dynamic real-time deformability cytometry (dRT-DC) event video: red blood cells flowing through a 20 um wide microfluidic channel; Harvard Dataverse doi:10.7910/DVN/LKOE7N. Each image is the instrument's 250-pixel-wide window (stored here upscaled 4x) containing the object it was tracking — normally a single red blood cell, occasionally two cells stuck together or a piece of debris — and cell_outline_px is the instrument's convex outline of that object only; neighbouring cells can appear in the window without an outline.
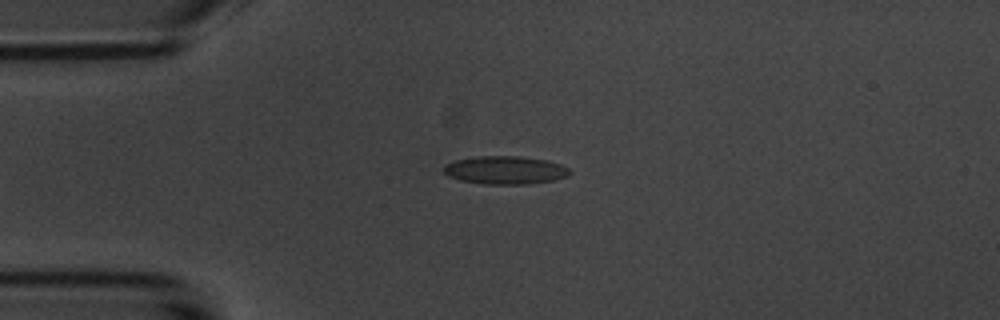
{"species": "common noctule bat (a hibernating species)", "species_latin": "Nyctalus noctula", "temperature_condition": "room temperature", "stored_images_in_passage": 8, "camera_frame_rate_fps": 3000, "um_per_image_px": 0.085, "animal": {"sex": "male", "body_mass_g": 20.1, "forearm_length_mm": 53.5}, "frame": {"image": 1, "passage_image": 1, "time_ms": 0.0, "image_size_px": [1000, 320], "cell_outline_px": [[572, 172], [568, 176], [552, 180], [528, 184], [484, 184], [460, 180], [448, 176], [440, 168], [444, 164], [456, 160], [480, 156], [520, 156], [548, 160], [560, 164], [568, 168]], "centroid_in_image_um": [42.92, 14.46], "position_along_channel_um": 42.1, "area_um2": 20.75}}
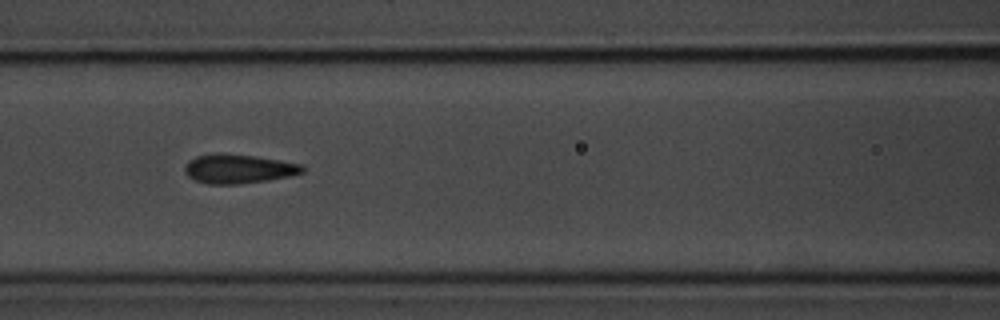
{"frame": {"image": 2, "passage_image": 4, "time_ms": 3.333, "image_size_px": [1000, 320], "cell_outline_px": [[304, 172], [292, 176], [268, 180], [240, 184], [208, 184], [196, 180], [188, 176], [184, 172], [184, 168], [188, 160], [196, 156], [216, 152], [220, 152], [252, 156], [300, 164], [304, 168]], "centroid_in_image_um": [20.23, 14.35], "position_along_channel_um": 146.4, "area_um2": 20.0}}
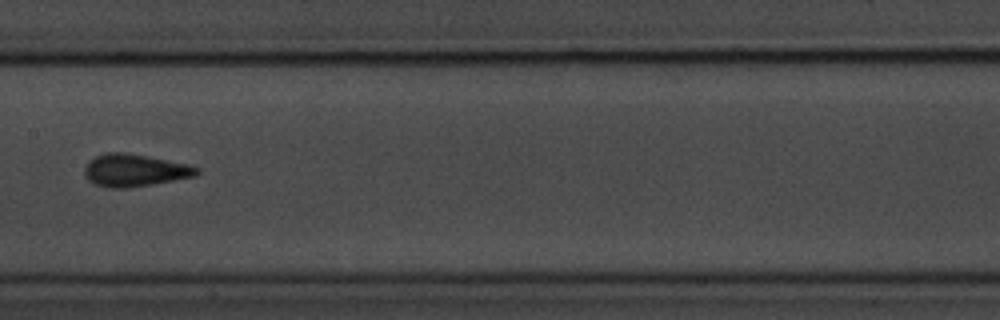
{"frame": {"image": 3, "passage_image": 5, "time_ms": 4.667, "image_size_px": [1000, 320], "cell_outline_px": [[200, 172], [196, 176], [152, 184], [128, 188], [108, 188], [96, 184], [88, 180], [84, 176], [84, 168], [88, 160], [96, 156], [108, 152], [124, 152], [148, 156], [192, 164], [200, 168]], "centroid_in_image_um": [11.47, 14.47], "position_along_channel_um": 195.9, "area_um2": 21.5}}